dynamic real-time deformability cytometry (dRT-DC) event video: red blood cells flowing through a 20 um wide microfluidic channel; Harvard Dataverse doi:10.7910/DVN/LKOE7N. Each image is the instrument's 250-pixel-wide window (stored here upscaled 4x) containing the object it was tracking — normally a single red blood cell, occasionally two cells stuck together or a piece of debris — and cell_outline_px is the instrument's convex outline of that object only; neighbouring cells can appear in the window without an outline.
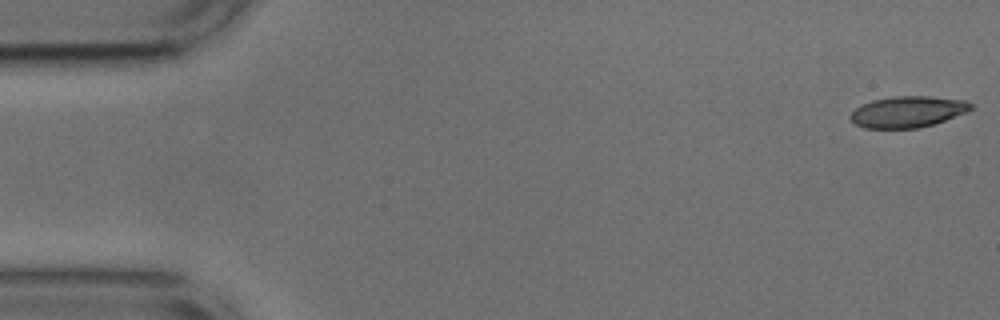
{"species": "common noctule bat (a hibernating species)", "species_latin": "Nyctalus noctula", "temperature_condition": "cold", "stored_images_in_passage": 52, "camera_frame_rate_fps": 3000, "um_per_image_px": 0.085, "animal": {"sex": "male", "body_mass_g": 17.9, "forearm_length_mm": 54.2}, "frame": {"image": 1, "passage_image": 1, "time_ms": 0.0, "image_size_px": [1000, 320], "cell_outline_px": [[976, 108], [968, 112], [932, 124], [916, 128], [864, 128], [856, 124], [848, 116], [856, 108], [872, 100], [892, 96], [928, 96], [964, 100], [972, 104]], "centroid_in_image_um": [77.18, 9.49], "position_along_channel_um": 7.8, "area_um2": 21.85}}
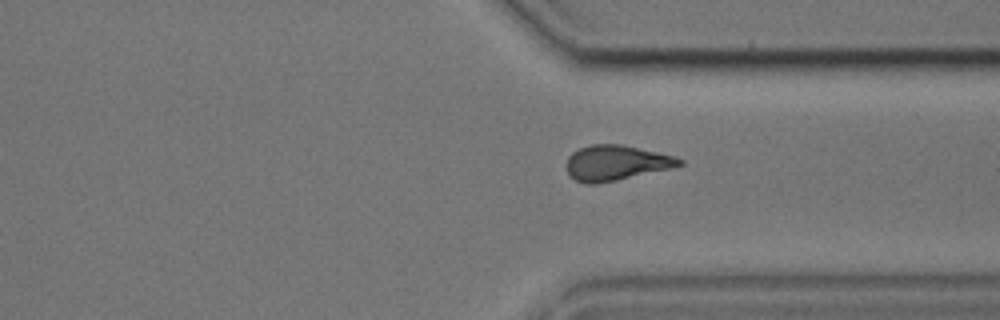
{"frame": {"image": 2, "passage_image": 39, "time_ms": 12.667, "image_size_px": [1000, 320], "cell_outline_px": [[684, 164], [672, 168], [616, 180], [596, 184], [584, 184], [576, 180], [568, 172], [568, 156], [572, 152], [580, 148], [592, 144], [620, 144], [656, 152], [672, 156], [684, 160]], "centroid_in_image_um": [52.36, 13.84], "position_along_channel_um": 359.0, "area_um2": 22.83}}
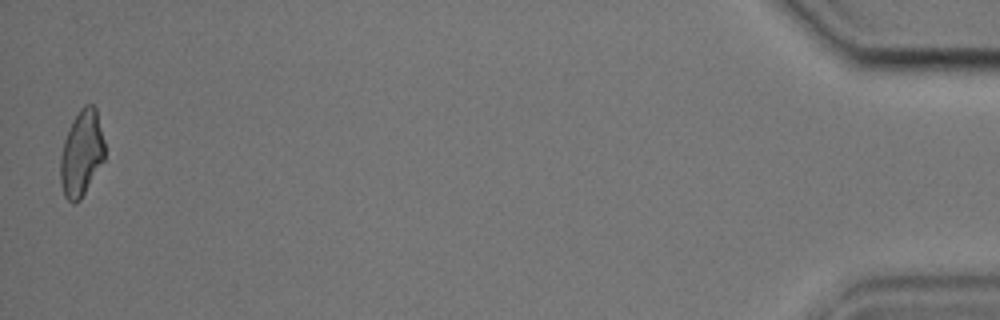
{"frame": {"image": 3, "passage_image": 52, "time_ms": 17.0, "image_size_px": [1000, 320], "cell_outline_px": [[104, 160], [80, 200], [72, 204], [64, 196], [60, 180], [60, 156], [64, 140], [68, 128], [72, 120], [80, 108], [84, 104], [92, 104], [96, 108], [104, 140]], "centroid_in_image_um": [6.92, 13.02], "position_along_channel_um": 428.3, "area_um2": 22.25}, "authors_computed_cell_mechanics": {"area_um2": 22.7443, "velocity_mm_per_s": 3.7672, "shape_relaxation_time_tau1_ms": 10.1094, "shape_relaxation_time_tau2_ms": 3.7708, "deformation_change_tau1": 0.2562, "deformation_change_tau2": 0.1195}}